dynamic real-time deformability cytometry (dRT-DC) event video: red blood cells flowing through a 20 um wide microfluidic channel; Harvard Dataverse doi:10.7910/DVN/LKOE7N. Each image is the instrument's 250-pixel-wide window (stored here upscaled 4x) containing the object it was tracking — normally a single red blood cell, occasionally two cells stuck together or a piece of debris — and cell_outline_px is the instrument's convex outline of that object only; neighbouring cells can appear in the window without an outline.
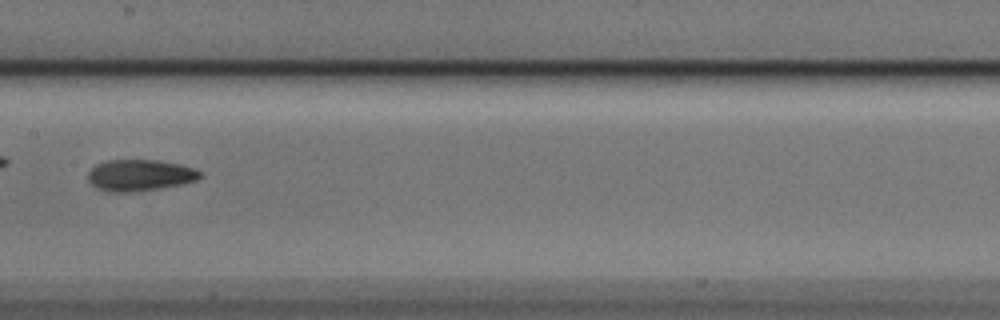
{"species": "Egyptian fruit bat (a non-hibernating species)", "species_latin": "Rousettus aegyptiacus", "temperature_condition": "cold", "stored_images_in_passage": 8, "camera_frame_rate_fps": 3000, "um_per_image_px": 0.085, "animal": {"sex": "male"}, "frame": {"image": 1, "passage_image": 5, "time_ms": 1.333, "image_size_px": [1000, 320], "cell_outline_px": [[204, 176], [196, 180], [184, 184], [128, 192], [112, 192], [100, 188], [92, 184], [88, 180], [88, 172], [96, 164], [108, 160], [156, 160], [180, 164], [192, 168], [200, 172]], "centroid_in_image_um": [11.9, 14.88], "position_along_channel_um": 195.5, "area_um2": 20.23}}
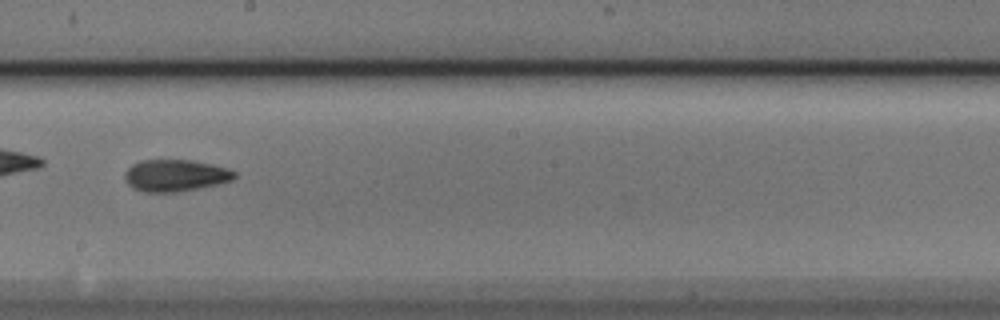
{"frame": {"image": 2, "passage_image": 6, "time_ms": 1.667, "image_size_px": [1000, 320], "cell_outline_px": [[236, 176], [232, 180], [216, 184], [180, 192], [144, 192], [132, 188], [124, 180], [124, 172], [132, 164], [140, 160], [188, 160], [212, 164], [228, 168], [236, 172]], "centroid_in_image_um": [14.87, 14.92], "position_along_channel_um": 233.3, "area_um2": 20.46}}
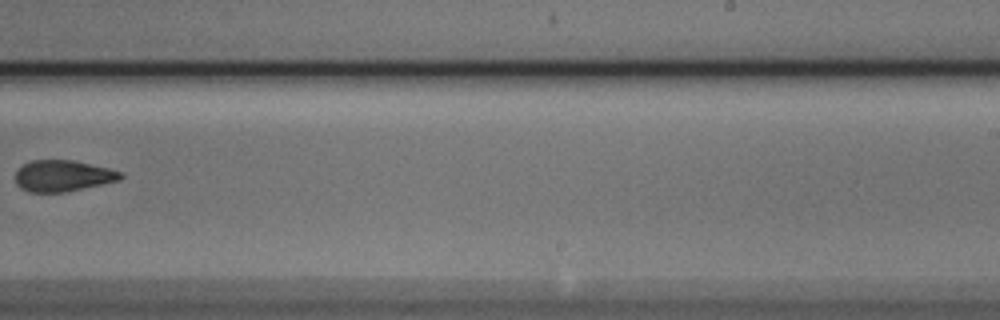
{"frame": {"image": 3, "passage_image": 7, "time_ms": 2.0, "image_size_px": [1000, 320], "cell_outline_px": [[124, 176], [120, 180], [64, 192], [28, 192], [20, 188], [16, 184], [16, 172], [24, 164], [32, 160], [72, 160], [108, 168], [120, 172]], "centroid_in_image_um": [5.32, 14.95], "position_along_channel_um": 283.7, "area_um2": 18.96}}